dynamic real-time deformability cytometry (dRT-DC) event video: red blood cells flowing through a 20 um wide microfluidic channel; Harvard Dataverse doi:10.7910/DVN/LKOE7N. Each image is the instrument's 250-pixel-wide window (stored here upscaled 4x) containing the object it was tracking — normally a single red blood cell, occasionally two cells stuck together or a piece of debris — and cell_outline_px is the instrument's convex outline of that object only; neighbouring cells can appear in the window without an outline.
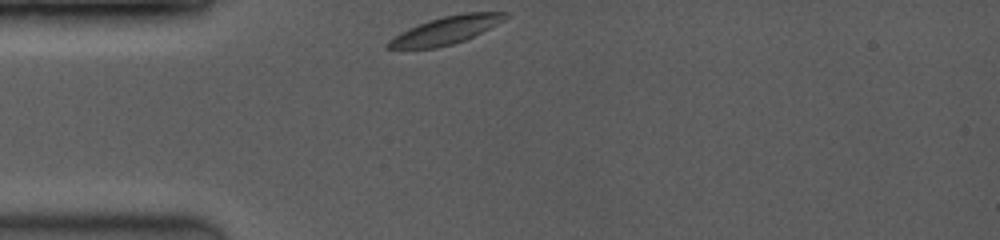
{"species": "common noctule bat (a hibernating species)", "species_latin": "Nyctalus noctula", "temperature_condition": "room temperature", "stored_images_in_passage": 24, "camera_frame_rate_fps": 3500, "um_per_image_px": 0.085, "animal": {"sex": "female", "body_mass_g": 19.0, "forearm_length_mm": 53.3}, "frame": {"image": 1, "passage_image": 1, "time_ms": 0.0, "image_size_px": [1000, 240], "cell_outline_px": [[508, 16], [504, 20], [464, 40], [452, 44], [436, 48], [384, 48], [384, 44], [388, 40], [400, 32], [408, 28], [428, 20], [444, 16], [464, 12], [508, 12]], "centroid_in_image_um": [37.85, 2.57], "position_along_channel_um": 47.2, "area_um2": 18.73}}
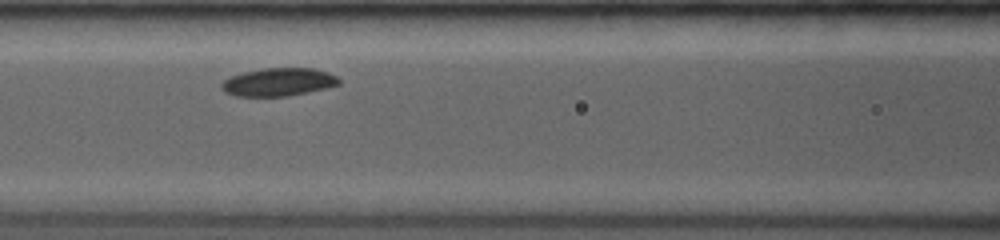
{"frame": {"image": 2, "passage_image": 18, "time_ms": 2.857, "image_size_px": [1000, 240], "cell_outline_px": [[340, 84], [324, 88], [288, 96], [236, 96], [224, 92], [220, 88], [220, 84], [224, 80], [232, 76], [244, 72], [264, 68], [312, 68], [328, 72], [336, 76], [340, 80]], "centroid_in_image_um": [23.64, 6.97], "position_along_channel_um": 143.0, "area_um2": 19.07}}
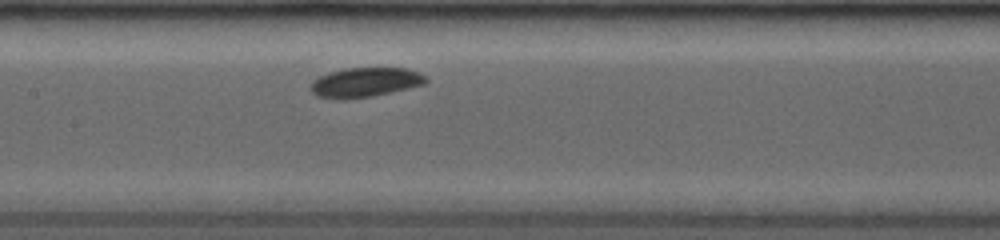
{"frame": {"image": 3, "passage_image": 24, "time_ms": 3.714, "image_size_px": [1000, 240], "cell_outline_px": [[428, 80], [424, 84], [408, 88], [372, 96], [316, 96], [312, 92], [312, 80], [328, 72], [344, 68], [404, 68], [420, 72]], "centroid_in_image_um": [31.09, 6.94], "position_along_channel_um": 176.3, "area_um2": 18.96}}